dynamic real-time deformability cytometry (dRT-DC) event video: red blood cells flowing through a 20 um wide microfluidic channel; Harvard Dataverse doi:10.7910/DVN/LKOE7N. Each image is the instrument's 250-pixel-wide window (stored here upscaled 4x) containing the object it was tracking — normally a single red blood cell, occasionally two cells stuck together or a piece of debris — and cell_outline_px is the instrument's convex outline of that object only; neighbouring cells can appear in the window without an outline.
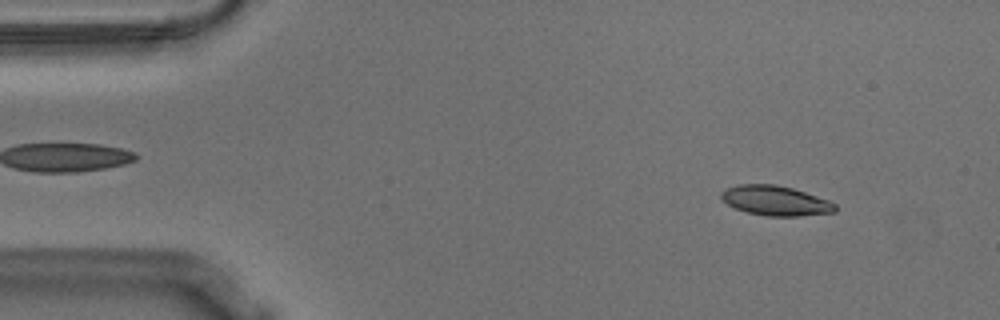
{"species": "Egyptian fruit bat (a non-hibernating species)", "species_latin": "Rousettus aegyptiacus", "temperature_condition": "warm", "stored_images_in_passage": 54, "camera_frame_rate_fps": 3000, "um_per_image_px": 0.085, "animal": {"sex": "male"}, "frame": {"image": 1, "passage_image": 5, "time_ms": 1.333, "image_size_px": [1000, 320], "cell_outline_px": [[836, 212], [800, 216], [764, 216], [748, 212], [736, 208], [728, 204], [720, 196], [720, 192], [728, 188], [740, 184], [776, 184], [792, 188], [828, 200], [836, 204]], "centroid_in_image_um": [65.93, 17.06], "position_along_channel_um": 19.1, "area_um2": 19.65}}
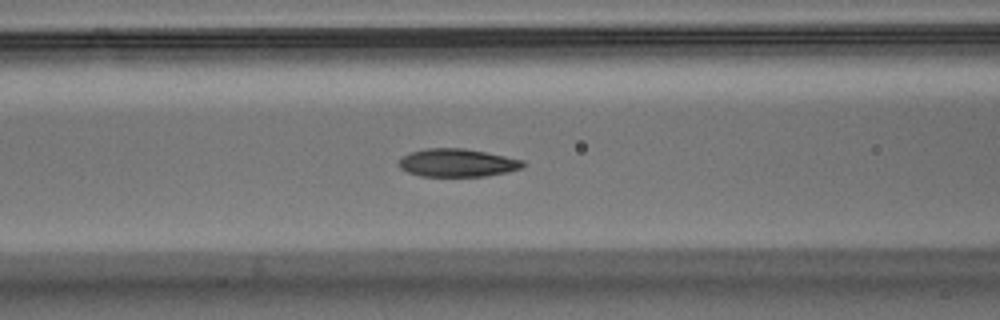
{"frame": {"image": 2, "passage_image": 21, "time_ms": 6.667, "image_size_px": [1000, 320], "cell_outline_px": [[524, 164], [520, 168], [508, 172], [488, 176], [420, 176], [408, 172], [400, 168], [396, 164], [400, 156], [424, 148], [464, 148], [524, 160]], "centroid_in_image_um": [38.81, 13.84], "position_along_channel_um": 127.8, "area_um2": 20.35}}
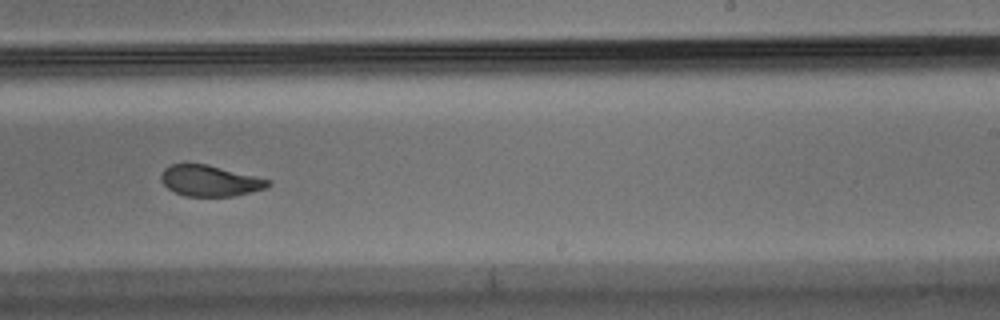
{"frame": {"image": 3, "passage_image": 33, "time_ms": 10.667, "image_size_px": [1000, 320], "cell_outline_px": [[272, 184], [264, 188], [232, 196], [184, 196], [168, 188], [160, 180], [160, 176], [164, 168], [172, 164], [208, 164], [272, 180]], "centroid_in_image_um": [17.83, 15.35], "position_along_channel_um": 271.2, "area_um2": 19.19}, "authors_computed_cell_mechanics": {"area_um2": 20.3745, "velocity_mm_per_s": 3.5884, "shape_relaxation_time_tau1_ms": 3.7897, "shape_relaxation_time_tau2_ms": 1.5626, "deformation_change_tau1": 0.1509, "deformation_change_tau2": 0.0687}}